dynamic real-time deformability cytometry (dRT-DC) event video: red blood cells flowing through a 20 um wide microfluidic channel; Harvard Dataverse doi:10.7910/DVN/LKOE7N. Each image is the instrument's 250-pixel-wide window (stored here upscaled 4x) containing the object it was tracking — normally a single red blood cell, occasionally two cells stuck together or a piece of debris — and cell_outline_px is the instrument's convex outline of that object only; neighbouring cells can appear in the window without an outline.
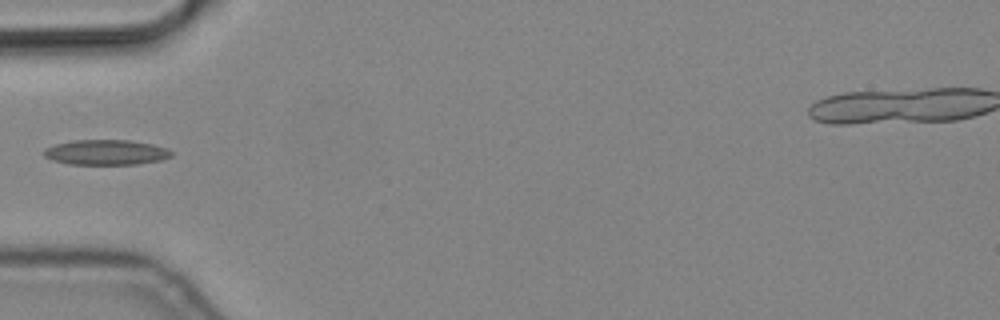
{"species": "common noctule bat (a hibernating species)", "species_latin": "Nyctalus noctula", "temperature_condition": "cold", "stored_images_in_passage": 6, "segment_of_instrument_passage": [2, 2], "camera_frame_rate_fps": 3000, "um_per_image_px": 0.085, "animal": {"sex": "male", "body_mass_g": 19.2, "forearm_length_mm": 51.8}, "frame": {"image": 1, "passage_image": 6, "time_ms": 1.667, "image_size_px": [1000, 320], "cell_outline_px": [[172, 156], [160, 160], [136, 164], [68, 164], [52, 160], [44, 156], [44, 148], [56, 144], [72, 140], [128, 140], [152, 144], [168, 148], [172, 152]], "centroid_in_image_um": [9.0, 12.94], "position_along_channel_um": 76.0, "area_um2": 18.67}}